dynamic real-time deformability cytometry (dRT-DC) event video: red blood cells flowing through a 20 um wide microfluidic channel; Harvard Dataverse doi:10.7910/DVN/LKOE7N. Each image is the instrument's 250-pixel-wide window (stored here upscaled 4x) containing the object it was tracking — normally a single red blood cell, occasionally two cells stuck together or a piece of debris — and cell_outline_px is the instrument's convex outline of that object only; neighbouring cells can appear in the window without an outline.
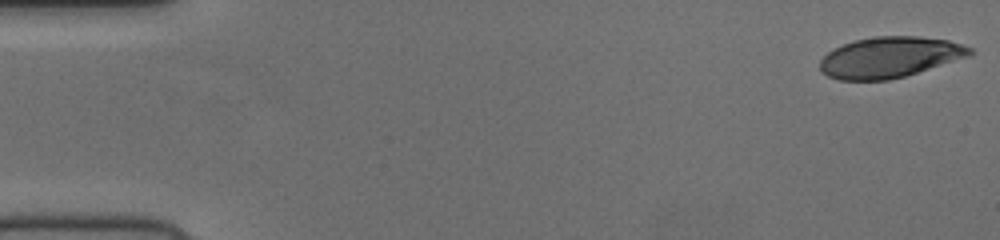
{"species": "human", "species_latin": "Homo sapiens", "temperature_condition": "cold", "stored_images_in_passage": 52, "camera_frame_rate_fps": 3000, "um_per_image_px": 0.085, "donor": {"sex": "female"}, "frame": {"image": 1, "passage_image": 1, "time_ms": 0.0, "image_size_px": [1000, 240], "cell_outline_px": [[972, 56], [904, 76], [888, 80], [840, 80], [828, 76], [820, 68], [820, 60], [828, 52], [844, 44], [856, 40], [872, 36], [920, 36], [948, 40], [972, 48]], "centroid_in_image_um": [75.66, 4.86], "position_along_channel_um": 9.3, "area_um2": 35.49}}
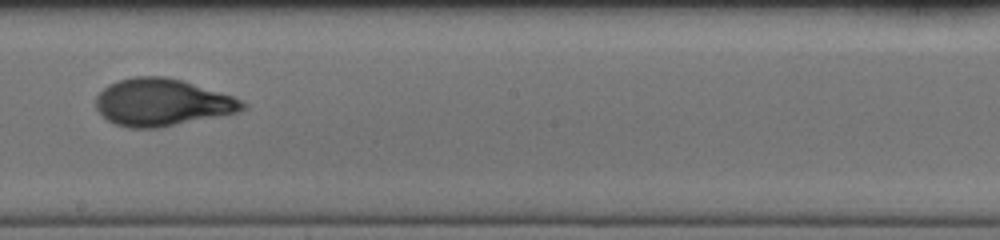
{"frame": {"image": 2, "passage_image": 30, "time_ms": 9.667, "image_size_px": [1000, 240], "cell_outline_px": [[248, 108], [240, 112], [160, 128], [128, 128], [112, 124], [96, 108], [96, 96], [108, 84], [120, 80], [136, 76], [164, 76], [184, 80], [232, 96], [248, 104]], "centroid_in_image_um": [13.8, 8.71], "position_along_channel_um": 234.4, "area_um2": 40.63}}
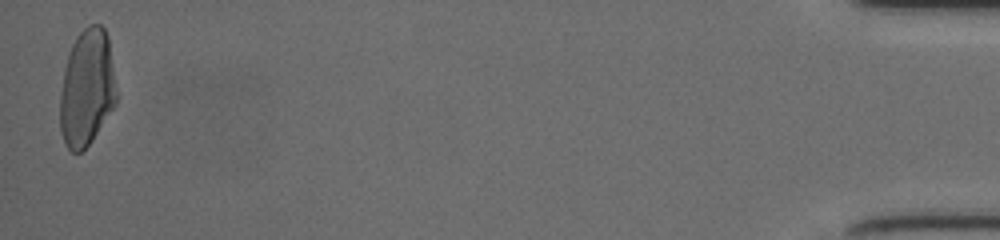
{"frame": {"image": 3, "passage_image": 52, "time_ms": 17.0, "image_size_px": [1000, 240], "cell_outline_px": [[116, 104], [92, 140], [80, 152], [72, 152], [68, 148], [64, 140], [60, 128], [60, 96], [64, 68], [68, 52], [76, 36], [88, 24], [100, 24], [104, 28], [108, 36], [116, 88]], "centroid_in_image_um": [7.38, 7.45], "position_along_channel_um": 427.8, "area_um2": 38.38}}